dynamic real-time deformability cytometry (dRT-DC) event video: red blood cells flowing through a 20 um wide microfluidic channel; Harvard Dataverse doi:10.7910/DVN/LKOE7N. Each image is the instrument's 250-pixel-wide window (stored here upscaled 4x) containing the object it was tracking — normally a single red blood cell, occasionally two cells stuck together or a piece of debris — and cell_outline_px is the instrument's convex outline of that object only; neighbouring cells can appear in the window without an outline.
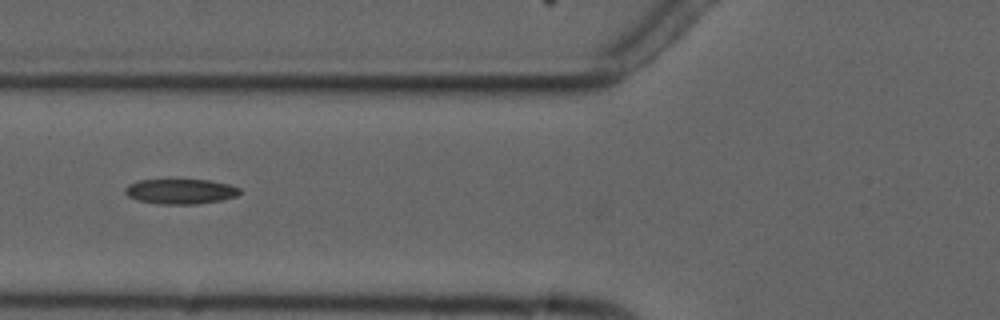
{"species": "common noctule bat (a hibernating species)", "species_latin": "Nyctalus noctula", "temperature_condition": "cold", "stored_images_in_passage": 8, "camera_frame_rate_fps": 3000, "um_per_image_px": 0.085, "animal": {"sex": "male", "forearm_length_mm": 52.5}, "frame": {"image": 1, "passage_image": 7, "time_ms": 8.0, "image_size_px": [1000, 320], "cell_outline_px": [[240, 192], [236, 196], [220, 200], [196, 204], [160, 204], [140, 200], [128, 196], [124, 192], [124, 188], [128, 184], [140, 180], [208, 180], [228, 184], [240, 188]], "centroid_in_image_um": [15.33, 16.27], "position_along_channel_um": 110.5, "area_um2": 16.53}}
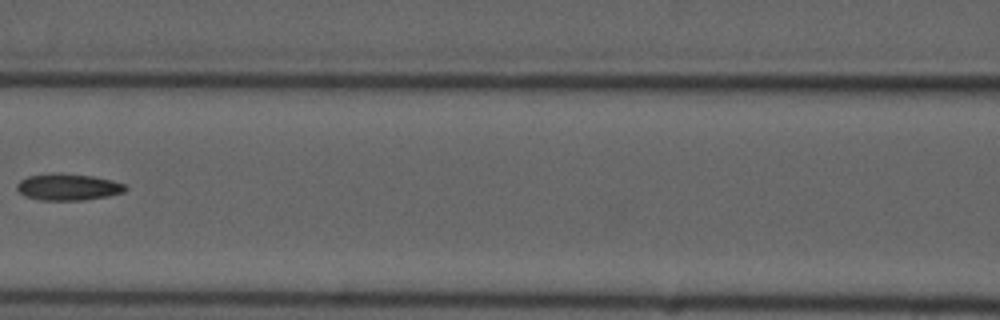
{"frame": {"image": 2, "passage_image": 8, "time_ms": 9.333, "image_size_px": [1000, 320], "cell_outline_px": [[128, 188], [124, 192], [108, 196], [84, 200], [40, 200], [24, 196], [16, 188], [16, 184], [20, 180], [28, 176], [60, 172], [92, 176], [112, 180], [124, 184]], "centroid_in_image_um": [5.78, 15.89], "position_along_channel_um": 160.8, "area_um2": 16.94}}